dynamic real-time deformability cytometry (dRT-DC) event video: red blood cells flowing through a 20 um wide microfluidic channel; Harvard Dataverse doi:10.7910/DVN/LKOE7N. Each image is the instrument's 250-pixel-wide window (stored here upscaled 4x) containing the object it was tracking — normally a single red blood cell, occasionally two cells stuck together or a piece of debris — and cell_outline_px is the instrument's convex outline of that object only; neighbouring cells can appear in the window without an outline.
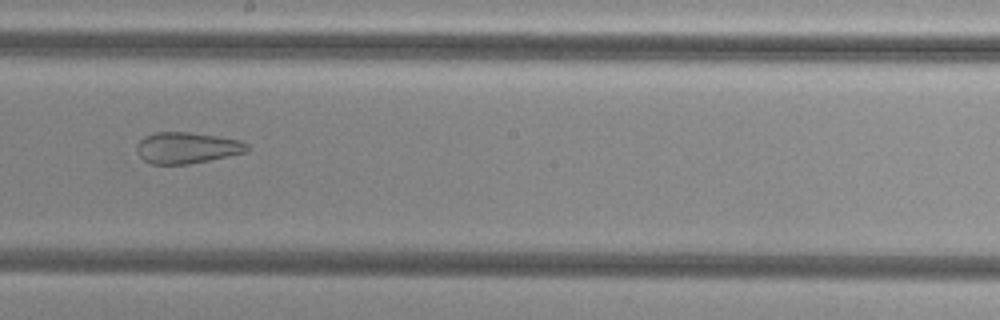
{"species": "common noctule bat (a hibernating species)", "species_latin": "Nyctalus noctula", "temperature_condition": "cold", "stored_images_in_passage": 53, "camera_frame_rate_fps": 3000, "um_per_image_px": 0.085, "animal": {"sex": "female", "body_mass_g": 29.2, "forearm_length_mm": 56.3}, "frame": {"image": 1, "passage_image": 30, "time_ms": 9.667, "image_size_px": [1000, 320], "cell_outline_px": [[248, 152], [188, 164], [152, 164], [144, 160], [136, 152], [136, 144], [144, 136], [156, 132], [188, 132], [216, 136], [240, 140], [248, 144]], "centroid_in_image_um": [15.87, 12.56], "position_along_channel_um": 232.3, "area_um2": 20.06}}
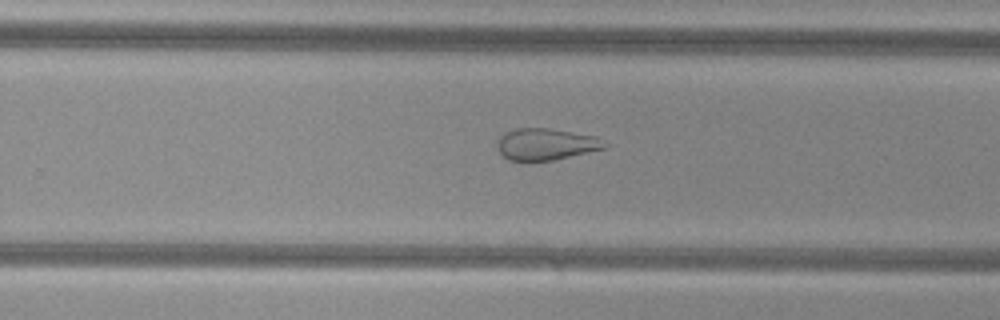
{"frame": {"image": 2, "passage_image": 34, "time_ms": 11.0, "image_size_px": [1000, 320], "cell_outline_px": [[608, 144], [604, 148], [552, 160], [508, 160], [500, 152], [496, 144], [496, 140], [504, 132], [516, 128], [548, 128], [596, 136]], "centroid_in_image_um": [46.36, 12.24], "position_along_channel_um": 283.4, "area_um2": 19.59}}
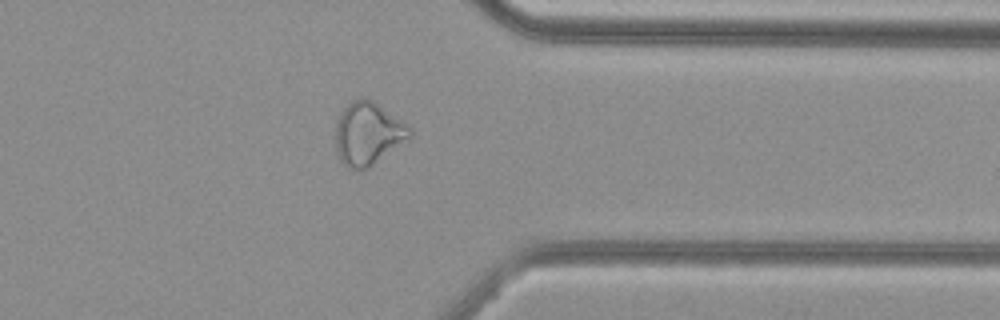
{"frame": {"image": 3, "passage_image": 42, "time_ms": 13.667, "image_size_px": [1000, 320], "cell_outline_px": [[412, 136], [368, 168], [348, 168], [340, 160], [336, 148], [336, 124], [344, 108], [352, 100], [364, 96], [372, 100], [400, 120], [412, 132]], "centroid_in_image_um": [31.25, 11.34], "position_along_channel_um": 380.2, "area_um2": 26.47}, "authors_computed_cell_mechanics": {"area_um2": 28.611, "velocity_mm_per_s": 3.8337, "shape_relaxation_time_tau1_ms": null, "shape_relaxation_time_tau2_ms": 1.8082, "deformation_change_tau1": null, "deformation_change_tau2": 0.1041}}